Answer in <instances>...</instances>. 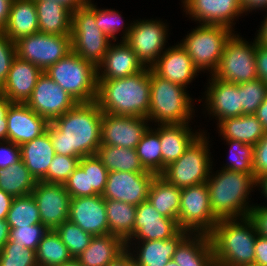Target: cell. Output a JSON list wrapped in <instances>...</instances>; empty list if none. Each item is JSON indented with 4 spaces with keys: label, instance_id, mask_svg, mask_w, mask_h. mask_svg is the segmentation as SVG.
<instances>
[{
    "label": "cell",
    "instance_id": "cell-16",
    "mask_svg": "<svg viewBox=\"0 0 267 266\" xmlns=\"http://www.w3.org/2000/svg\"><path fill=\"white\" fill-rule=\"evenodd\" d=\"M31 194L37 203L41 222L48 230H55L68 220L71 197L64 184L37 181Z\"/></svg>",
    "mask_w": 267,
    "mask_h": 266
},
{
    "label": "cell",
    "instance_id": "cell-52",
    "mask_svg": "<svg viewBox=\"0 0 267 266\" xmlns=\"http://www.w3.org/2000/svg\"><path fill=\"white\" fill-rule=\"evenodd\" d=\"M20 160V148L11 141H0V169L12 166Z\"/></svg>",
    "mask_w": 267,
    "mask_h": 266
},
{
    "label": "cell",
    "instance_id": "cell-60",
    "mask_svg": "<svg viewBox=\"0 0 267 266\" xmlns=\"http://www.w3.org/2000/svg\"><path fill=\"white\" fill-rule=\"evenodd\" d=\"M255 36L256 44L266 45L267 46V14L264 17V20L261 22L259 30H257Z\"/></svg>",
    "mask_w": 267,
    "mask_h": 266
},
{
    "label": "cell",
    "instance_id": "cell-40",
    "mask_svg": "<svg viewBox=\"0 0 267 266\" xmlns=\"http://www.w3.org/2000/svg\"><path fill=\"white\" fill-rule=\"evenodd\" d=\"M6 222L9 228H19L42 223L37 203L32 194L13 198Z\"/></svg>",
    "mask_w": 267,
    "mask_h": 266
},
{
    "label": "cell",
    "instance_id": "cell-33",
    "mask_svg": "<svg viewBox=\"0 0 267 266\" xmlns=\"http://www.w3.org/2000/svg\"><path fill=\"white\" fill-rule=\"evenodd\" d=\"M217 130L224 140H237L255 145L265 134L262 123L255 114H244L217 121Z\"/></svg>",
    "mask_w": 267,
    "mask_h": 266
},
{
    "label": "cell",
    "instance_id": "cell-10",
    "mask_svg": "<svg viewBox=\"0 0 267 266\" xmlns=\"http://www.w3.org/2000/svg\"><path fill=\"white\" fill-rule=\"evenodd\" d=\"M256 41L250 43L235 32L226 41L218 67L212 76L227 83L241 84L258 78Z\"/></svg>",
    "mask_w": 267,
    "mask_h": 266
},
{
    "label": "cell",
    "instance_id": "cell-62",
    "mask_svg": "<svg viewBox=\"0 0 267 266\" xmlns=\"http://www.w3.org/2000/svg\"><path fill=\"white\" fill-rule=\"evenodd\" d=\"M255 115L257 119L262 123L265 131H267V94L263 103L258 107Z\"/></svg>",
    "mask_w": 267,
    "mask_h": 266
},
{
    "label": "cell",
    "instance_id": "cell-11",
    "mask_svg": "<svg viewBox=\"0 0 267 266\" xmlns=\"http://www.w3.org/2000/svg\"><path fill=\"white\" fill-rule=\"evenodd\" d=\"M219 219L210 207L207 183L181 189V202L177 223L181 230L189 233L209 235Z\"/></svg>",
    "mask_w": 267,
    "mask_h": 266
},
{
    "label": "cell",
    "instance_id": "cell-4",
    "mask_svg": "<svg viewBox=\"0 0 267 266\" xmlns=\"http://www.w3.org/2000/svg\"><path fill=\"white\" fill-rule=\"evenodd\" d=\"M257 232L249 217L219 219L209 234L216 266L254 262Z\"/></svg>",
    "mask_w": 267,
    "mask_h": 266
},
{
    "label": "cell",
    "instance_id": "cell-30",
    "mask_svg": "<svg viewBox=\"0 0 267 266\" xmlns=\"http://www.w3.org/2000/svg\"><path fill=\"white\" fill-rule=\"evenodd\" d=\"M20 159L36 181H40L48 172V167L55 156L50 134L46 131L40 137L34 138L19 146Z\"/></svg>",
    "mask_w": 267,
    "mask_h": 266
},
{
    "label": "cell",
    "instance_id": "cell-7",
    "mask_svg": "<svg viewBox=\"0 0 267 266\" xmlns=\"http://www.w3.org/2000/svg\"><path fill=\"white\" fill-rule=\"evenodd\" d=\"M205 133L202 132L179 159L165 167L160 176L180 189L207 182L213 157L209 149V136Z\"/></svg>",
    "mask_w": 267,
    "mask_h": 266
},
{
    "label": "cell",
    "instance_id": "cell-21",
    "mask_svg": "<svg viewBox=\"0 0 267 266\" xmlns=\"http://www.w3.org/2000/svg\"><path fill=\"white\" fill-rule=\"evenodd\" d=\"M68 220L92 236L109 234L105 199L102 195L71 198Z\"/></svg>",
    "mask_w": 267,
    "mask_h": 266
},
{
    "label": "cell",
    "instance_id": "cell-45",
    "mask_svg": "<svg viewBox=\"0 0 267 266\" xmlns=\"http://www.w3.org/2000/svg\"><path fill=\"white\" fill-rule=\"evenodd\" d=\"M79 166L83 170H88L89 196L102 195L109 172L102 161L97 155L85 156L80 158Z\"/></svg>",
    "mask_w": 267,
    "mask_h": 266
},
{
    "label": "cell",
    "instance_id": "cell-55",
    "mask_svg": "<svg viewBox=\"0 0 267 266\" xmlns=\"http://www.w3.org/2000/svg\"><path fill=\"white\" fill-rule=\"evenodd\" d=\"M12 102L0 92V141L8 140L6 113Z\"/></svg>",
    "mask_w": 267,
    "mask_h": 266
},
{
    "label": "cell",
    "instance_id": "cell-6",
    "mask_svg": "<svg viewBox=\"0 0 267 266\" xmlns=\"http://www.w3.org/2000/svg\"><path fill=\"white\" fill-rule=\"evenodd\" d=\"M44 72L78 103L96 101L97 68L73 51Z\"/></svg>",
    "mask_w": 267,
    "mask_h": 266
},
{
    "label": "cell",
    "instance_id": "cell-3",
    "mask_svg": "<svg viewBox=\"0 0 267 266\" xmlns=\"http://www.w3.org/2000/svg\"><path fill=\"white\" fill-rule=\"evenodd\" d=\"M212 170L206 183L213 214L218 219L248 217L253 207L248 199H251L250 193L257 186L254 174L229 169L217 170L215 173Z\"/></svg>",
    "mask_w": 267,
    "mask_h": 266
},
{
    "label": "cell",
    "instance_id": "cell-31",
    "mask_svg": "<svg viewBox=\"0 0 267 266\" xmlns=\"http://www.w3.org/2000/svg\"><path fill=\"white\" fill-rule=\"evenodd\" d=\"M11 41L39 32L34 0H12L9 18L2 31Z\"/></svg>",
    "mask_w": 267,
    "mask_h": 266
},
{
    "label": "cell",
    "instance_id": "cell-39",
    "mask_svg": "<svg viewBox=\"0 0 267 266\" xmlns=\"http://www.w3.org/2000/svg\"><path fill=\"white\" fill-rule=\"evenodd\" d=\"M135 150L145 170L156 175L162 173L161 143L152 126L143 134Z\"/></svg>",
    "mask_w": 267,
    "mask_h": 266
},
{
    "label": "cell",
    "instance_id": "cell-47",
    "mask_svg": "<svg viewBox=\"0 0 267 266\" xmlns=\"http://www.w3.org/2000/svg\"><path fill=\"white\" fill-rule=\"evenodd\" d=\"M79 157L55 154L47 174L40 180L46 183L64 184L79 166Z\"/></svg>",
    "mask_w": 267,
    "mask_h": 266
},
{
    "label": "cell",
    "instance_id": "cell-2",
    "mask_svg": "<svg viewBox=\"0 0 267 266\" xmlns=\"http://www.w3.org/2000/svg\"><path fill=\"white\" fill-rule=\"evenodd\" d=\"M96 103L102 112L113 115L148 117L150 68L137 74L111 80H97Z\"/></svg>",
    "mask_w": 267,
    "mask_h": 266
},
{
    "label": "cell",
    "instance_id": "cell-65",
    "mask_svg": "<svg viewBox=\"0 0 267 266\" xmlns=\"http://www.w3.org/2000/svg\"><path fill=\"white\" fill-rule=\"evenodd\" d=\"M256 184L258 188L257 190H261V193L263 194L264 198H266V201H267V174L258 177ZM266 206H267V203H266Z\"/></svg>",
    "mask_w": 267,
    "mask_h": 266
},
{
    "label": "cell",
    "instance_id": "cell-54",
    "mask_svg": "<svg viewBox=\"0 0 267 266\" xmlns=\"http://www.w3.org/2000/svg\"><path fill=\"white\" fill-rule=\"evenodd\" d=\"M256 69L260 80L267 83V46L256 44Z\"/></svg>",
    "mask_w": 267,
    "mask_h": 266
},
{
    "label": "cell",
    "instance_id": "cell-49",
    "mask_svg": "<svg viewBox=\"0 0 267 266\" xmlns=\"http://www.w3.org/2000/svg\"><path fill=\"white\" fill-rule=\"evenodd\" d=\"M65 189L71 198L89 196L88 170L78 166L64 183Z\"/></svg>",
    "mask_w": 267,
    "mask_h": 266
},
{
    "label": "cell",
    "instance_id": "cell-68",
    "mask_svg": "<svg viewBox=\"0 0 267 266\" xmlns=\"http://www.w3.org/2000/svg\"><path fill=\"white\" fill-rule=\"evenodd\" d=\"M165 266H178L172 259Z\"/></svg>",
    "mask_w": 267,
    "mask_h": 266
},
{
    "label": "cell",
    "instance_id": "cell-24",
    "mask_svg": "<svg viewBox=\"0 0 267 266\" xmlns=\"http://www.w3.org/2000/svg\"><path fill=\"white\" fill-rule=\"evenodd\" d=\"M144 68L136 53L125 41L117 44L113 42L97 67V80L124 78L137 74Z\"/></svg>",
    "mask_w": 267,
    "mask_h": 266
},
{
    "label": "cell",
    "instance_id": "cell-34",
    "mask_svg": "<svg viewBox=\"0 0 267 266\" xmlns=\"http://www.w3.org/2000/svg\"><path fill=\"white\" fill-rule=\"evenodd\" d=\"M164 217L178 218L181 202V189L156 175L150 185L147 199Z\"/></svg>",
    "mask_w": 267,
    "mask_h": 266
},
{
    "label": "cell",
    "instance_id": "cell-22",
    "mask_svg": "<svg viewBox=\"0 0 267 266\" xmlns=\"http://www.w3.org/2000/svg\"><path fill=\"white\" fill-rule=\"evenodd\" d=\"M8 141L18 146L40 137L49 122L34 112L26 103H11L7 113Z\"/></svg>",
    "mask_w": 267,
    "mask_h": 266
},
{
    "label": "cell",
    "instance_id": "cell-53",
    "mask_svg": "<svg viewBox=\"0 0 267 266\" xmlns=\"http://www.w3.org/2000/svg\"><path fill=\"white\" fill-rule=\"evenodd\" d=\"M248 217L253 222L257 234L267 238V206L254 204Z\"/></svg>",
    "mask_w": 267,
    "mask_h": 266
},
{
    "label": "cell",
    "instance_id": "cell-44",
    "mask_svg": "<svg viewBox=\"0 0 267 266\" xmlns=\"http://www.w3.org/2000/svg\"><path fill=\"white\" fill-rule=\"evenodd\" d=\"M241 115L255 114L267 94V83L259 78L239 84Z\"/></svg>",
    "mask_w": 267,
    "mask_h": 266
},
{
    "label": "cell",
    "instance_id": "cell-43",
    "mask_svg": "<svg viewBox=\"0 0 267 266\" xmlns=\"http://www.w3.org/2000/svg\"><path fill=\"white\" fill-rule=\"evenodd\" d=\"M229 145V162L221 169L253 174L254 146L237 140H224Z\"/></svg>",
    "mask_w": 267,
    "mask_h": 266
},
{
    "label": "cell",
    "instance_id": "cell-25",
    "mask_svg": "<svg viewBox=\"0 0 267 266\" xmlns=\"http://www.w3.org/2000/svg\"><path fill=\"white\" fill-rule=\"evenodd\" d=\"M42 73L38 66L16 56L0 92L12 103H26Z\"/></svg>",
    "mask_w": 267,
    "mask_h": 266
},
{
    "label": "cell",
    "instance_id": "cell-59",
    "mask_svg": "<svg viewBox=\"0 0 267 266\" xmlns=\"http://www.w3.org/2000/svg\"><path fill=\"white\" fill-rule=\"evenodd\" d=\"M12 0H0V32L7 25Z\"/></svg>",
    "mask_w": 267,
    "mask_h": 266
},
{
    "label": "cell",
    "instance_id": "cell-63",
    "mask_svg": "<svg viewBox=\"0 0 267 266\" xmlns=\"http://www.w3.org/2000/svg\"><path fill=\"white\" fill-rule=\"evenodd\" d=\"M60 3L74 12L76 9L85 6L90 0H53Z\"/></svg>",
    "mask_w": 267,
    "mask_h": 266
},
{
    "label": "cell",
    "instance_id": "cell-64",
    "mask_svg": "<svg viewBox=\"0 0 267 266\" xmlns=\"http://www.w3.org/2000/svg\"><path fill=\"white\" fill-rule=\"evenodd\" d=\"M10 228L6 220L0 219V250L9 240Z\"/></svg>",
    "mask_w": 267,
    "mask_h": 266
},
{
    "label": "cell",
    "instance_id": "cell-42",
    "mask_svg": "<svg viewBox=\"0 0 267 266\" xmlns=\"http://www.w3.org/2000/svg\"><path fill=\"white\" fill-rule=\"evenodd\" d=\"M55 231L58 233L61 241L67 246L73 258L79 256L89 246L93 237L80 226L69 220L60 224Z\"/></svg>",
    "mask_w": 267,
    "mask_h": 266
},
{
    "label": "cell",
    "instance_id": "cell-20",
    "mask_svg": "<svg viewBox=\"0 0 267 266\" xmlns=\"http://www.w3.org/2000/svg\"><path fill=\"white\" fill-rule=\"evenodd\" d=\"M211 77V78H210ZM203 107L208 115L218 121L241 116L239 84L227 83L209 76ZM206 105V106H204Z\"/></svg>",
    "mask_w": 267,
    "mask_h": 266
},
{
    "label": "cell",
    "instance_id": "cell-9",
    "mask_svg": "<svg viewBox=\"0 0 267 266\" xmlns=\"http://www.w3.org/2000/svg\"><path fill=\"white\" fill-rule=\"evenodd\" d=\"M234 32L225 26L197 23V27L187 33L179 44L187 51L199 71L205 73L207 70L212 75L218 67L226 41Z\"/></svg>",
    "mask_w": 267,
    "mask_h": 266
},
{
    "label": "cell",
    "instance_id": "cell-61",
    "mask_svg": "<svg viewBox=\"0 0 267 266\" xmlns=\"http://www.w3.org/2000/svg\"><path fill=\"white\" fill-rule=\"evenodd\" d=\"M133 259L129 251H125L116 260L110 262L107 266H133Z\"/></svg>",
    "mask_w": 267,
    "mask_h": 266
},
{
    "label": "cell",
    "instance_id": "cell-38",
    "mask_svg": "<svg viewBox=\"0 0 267 266\" xmlns=\"http://www.w3.org/2000/svg\"><path fill=\"white\" fill-rule=\"evenodd\" d=\"M35 253L38 266L62 265L73 259L55 230H48L45 233Z\"/></svg>",
    "mask_w": 267,
    "mask_h": 266
},
{
    "label": "cell",
    "instance_id": "cell-28",
    "mask_svg": "<svg viewBox=\"0 0 267 266\" xmlns=\"http://www.w3.org/2000/svg\"><path fill=\"white\" fill-rule=\"evenodd\" d=\"M172 260L178 266H216L210 236L189 233L178 245Z\"/></svg>",
    "mask_w": 267,
    "mask_h": 266
},
{
    "label": "cell",
    "instance_id": "cell-51",
    "mask_svg": "<svg viewBox=\"0 0 267 266\" xmlns=\"http://www.w3.org/2000/svg\"><path fill=\"white\" fill-rule=\"evenodd\" d=\"M253 174L256 179L267 174V131L254 145Z\"/></svg>",
    "mask_w": 267,
    "mask_h": 266
},
{
    "label": "cell",
    "instance_id": "cell-14",
    "mask_svg": "<svg viewBox=\"0 0 267 266\" xmlns=\"http://www.w3.org/2000/svg\"><path fill=\"white\" fill-rule=\"evenodd\" d=\"M78 102L45 72L38 78L26 104L48 122L71 110Z\"/></svg>",
    "mask_w": 267,
    "mask_h": 266
},
{
    "label": "cell",
    "instance_id": "cell-23",
    "mask_svg": "<svg viewBox=\"0 0 267 266\" xmlns=\"http://www.w3.org/2000/svg\"><path fill=\"white\" fill-rule=\"evenodd\" d=\"M151 69L164 79L187 88L200 71L194 66L187 51L179 44L169 46Z\"/></svg>",
    "mask_w": 267,
    "mask_h": 266
},
{
    "label": "cell",
    "instance_id": "cell-17",
    "mask_svg": "<svg viewBox=\"0 0 267 266\" xmlns=\"http://www.w3.org/2000/svg\"><path fill=\"white\" fill-rule=\"evenodd\" d=\"M146 117L113 115L103 112L101 145L135 149L151 123Z\"/></svg>",
    "mask_w": 267,
    "mask_h": 266
},
{
    "label": "cell",
    "instance_id": "cell-27",
    "mask_svg": "<svg viewBox=\"0 0 267 266\" xmlns=\"http://www.w3.org/2000/svg\"><path fill=\"white\" fill-rule=\"evenodd\" d=\"M189 124H162L152 128L159 135L161 143L162 172L165 167L179 159L193 141L204 132L202 129L193 132Z\"/></svg>",
    "mask_w": 267,
    "mask_h": 266
},
{
    "label": "cell",
    "instance_id": "cell-13",
    "mask_svg": "<svg viewBox=\"0 0 267 266\" xmlns=\"http://www.w3.org/2000/svg\"><path fill=\"white\" fill-rule=\"evenodd\" d=\"M168 25L162 19L134 20L125 42L136 53L144 67L151 68L166 51ZM168 28V29H167ZM165 49V50H164Z\"/></svg>",
    "mask_w": 267,
    "mask_h": 266
},
{
    "label": "cell",
    "instance_id": "cell-46",
    "mask_svg": "<svg viewBox=\"0 0 267 266\" xmlns=\"http://www.w3.org/2000/svg\"><path fill=\"white\" fill-rule=\"evenodd\" d=\"M0 266H38L36 253L9 239L0 250Z\"/></svg>",
    "mask_w": 267,
    "mask_h": 266
},
{
    "label": "cell",
    "instance_id": "cell-66",
    "mask_svg": "<svg viewBox=\"0 0 267 266\" xmlns=\"http://www.w3.org/2000/svg\"><path fill=\"white\" fill-rule=\"evenodd\" d=\"M57 266H82L75 258H73L70 262L63 263L62 265Z\"/></svg>",
    "mask_w": 267,
    "mask_h": 266
},
{
    "label": "cell",
    "instance_id": "cell-1",
    "mask_svg": "<svg viewBox=\"0 0 267 266\" xmlns=\"http://www.w3.org/2000/svg\"><path fill=\"white\" fill-rule=\"evenodd\" d=\"M103 112L96 101L77 103L49 122L47 131L56 154L85 157L96 155L101 145Z\"/></svg>",
    "mask_w": 267,
    "mask_h": 266
},
{
    "label": "cell",
    "instance_id": "cell-67",
    "mask_svg": "<svg viewBox=\"0 0 267 266\" xmlns=\"http://www.w3.org/2000/svg\"><path fill=\"white\" fill-rule=\"evenodd\" d=\"M239 266H261V265L256 262H250V263L239 265Z\"/></svg>",
    "mask_w": 267,
    "mask_h": 266
},
{
    "label": "cell",
    "instance_id": "cell-50",
    "mask_svg": "<svg viewBox=\"0 0 267 266\" xmlns=\"http://www.w3.org/2000/svg\"><path fill=\"white\" fill-rule=\"evenodd\" d=\"M16 57L15 43L0 32V88L6 81L13 59Z\"/></svg>",
    "mask_w": 267,
    "mask_h": 266
},
{
    "label": "cell",
    "instance_id": "cell-57",
    "mask_svg": "<svg viewBox=\"0 0 267 266\" xmlns=\"http://www.w3.org/2000/svg\"><path fill=\"white\" fill-rule=\"evenodd\" d=\"M242 7L245 15L255 10H267V0H243ZM247 12V14H246Z\"/></svg>",
    "mask_w": 267,
    "mask_h": 266
},
{
    "label": "cell",
    "instance_id": "cell-36",
    "mask_svg": "<svg viewBox=\"0 0 267 266\" xmlns=\"http://www.w3.org/2000/svg\"><path fill=\"white\" fill-rule=\"evenodd\" d=\"M96 155L108 171L139 173L146 171L141 165L135 149L100 145Z\"/></svg>",
    "mask_w": 267,
    "mask_h": 266
},
{
    "label": "cell",
    "instance_id": "cell-35",
    "mask_svg": "<svg viewBox=\"0 0 267 266\" xmlns=\"http://www.w3.org/2000/svg\"><path fill=\"white\" fill-rule=\"evenodd\" d=\"M109 233L123 238L126 243L133 237L137 206L105 199Z\"/></svg>",
    "mask_w": 267,
    "mask_h": 266
},
{
    "label": "cell",
    "instance_id": "cell-19",
    "mask_svg": "<svg viewBox=\"0 0 267 266\" xmlns=\"http://www.w3.org/2000/svg\"><path fill=\"white\" fill-rule=\"evenodd\" d=\"M180 231L177 220L159 214L152 204L145 200L137 206L133 237L127 243L171 239Z\"/></svg>",
    "mask_w": 267,
    "mask_h": 266
},
{
    "label": "cell",
    "instance_id": "cell-41",
    "mask_svg": "<svg viewBox=\"0 0 267 266\" xmlns=\"http://www.w3.org/2000/svg\"><path fill=\"white\" fill-rule=\"evenodd\" d=\"M95 17L98 28L114 42H116V34L119 32L123 35L120 41H125L133 25L131 21V23H129L130 25L127 24V26L123 21L124 17H122L118 10L116 11L115 9L108 8L101 9L98 8L97 5H95Z\"/></svg>",
    "mask_w": 267,
    "mask_h": 266
},
{
    "label": "cell",
    "instance_id": "cell-15",
    "mask_svg": "<svg viewBox=\"0 0 267 266\" xmlns=\"http://www.w3.org/2000/svg\"><path fill=\"white\" fill-rule=\"evenodd\" d=\"M155 176L147 170L144 173L109 171L102 197L138 206L148 199L149 188Z\"/></svg>",
    "mask_w": 267,
    "mask_h": 266
},
{
    "label": "cell",
    "instance_id": "cell-58",
    "mask_svg": "<svg viewBox=\"0 0 267 266\" xmlns=\"http://www.w3.org/2000/svg\"><path fill=\"white\" fill-rule=\"evenodd\" d=\"M13 197L0 189V219L6 220Z\"/></svg>",
    "mask_w": 267,
    "mask_h": 266
},
{
    "label": "cell",
    "instance_id": "cell-26",
    "mask_svg": "<svg viewBox=\"0 0 267 266\" xmlns=\"http://www.w3.org/2000/svg\"><path fill=\"white\" fill-rule=\"evenodd\" d=\"M188 234V231L181 230L171 239L127 243V251L131 254L135 266H165Z\"/></svg>",
    "mask_w": 267,
    "mask_h": 266
},
{
    "label": "cell",
    "instance_id": "cell-29",
    "mask_svg": "<svg viewBox=\"0 0 267 266\" xmlns=\"http://www.w3.org/2000/svg\"><path fill=\"white\" fill-rule=\"evenodd\" d=\"M126 250V241L109 233L93 236L89 246L75 259L82 266H107Z\"/></svg>",
    "mask_w": 267,
    "mask_h": 266
},
{
    "label": "cell",
    "instance_id": "cell-37",
    "mask_svg": "<svg viewBox=\"0 0 267 266\" xmlns=\"http://www.w3.org/2000/svg\"><path fill=\"white\" fill-rule=\"evenodd\" d=\"M36 182L21 159L10 167L0 169V189L13 198L31 194Z\"/></svg>",
    "mask_w": 267,
    "mask_h": 266
},
{
    "label": "cell",
    "instance_id": "cell-12",
    "mask_svg": "<svg viewBox=\"0 0 267 266\" xmlns=\"http://www.w3.org/2000/svg\"><path fill=\"white\" fill-rule=\"evenodd\" d=\"M14 43L16 56L38 66L43 72L72 52L71 35L38 32Z\"/></svg>",
    "mask_w": 267,
    "mask_h": 266
},
{
    "label": "cell",
    "instance_id": "cell-48",
    "mask_svg": "<svg viewBox=\"0 0 267 266\" xmlns=\"http://www.w3.org/2000/svg\"><path fill=\"white\" fill-rule=\"evenodd\" d=\"M47 231L48 229L42 223L19 228H10L9 239L15 244L36 251Z\"/></svg>",
    "mask_w": 267,
    "mask_h": 266
},
{
    "label": "cell",
    "instance_id": "cell-32",
    "mask_svg": "<svg viewBox=\"0 0 267 266\" xmlns=\"http://www.w3.org/2000/svg\"><path fill=\"white\" fill-rule=\"evenodd\" d=\"M39 32L49 35H71L72 11L53 0H34Z\"/></svg>",
    "mask_w": 267,
    "mask_h": 266
},
{
    "label": "cell",
    "instance_id": "cell-56",
    "mask_svg": "<svg viewBox=\"0 0 267 266\" xmlns=\"http://www.w3.org/2000/svg\"><path fill=\"white\" fill-rule=\"evenodd\" d=\"M255 260L261 266H267V238L257 235L255 241Z\"/></svg>",
    "mask_w": 267,
    "mask_h": 266
},
{
    "label": "cell",
    "instance_id": "cell-5",
    "mask_svg": "<svg viewBox=\"0 0 267 266\" xmlns=\"http://www.w3.org/2000/svg\"><path fill=\"white\" fill-rule=\"evenodd\" d=\"M149 123L181 124L190 123L195 115L194 103L187 88L158 76L150 68ZM154 121V122H153Z\"/></svg>",
    "mask_w": 267,
    "mask_h": 266
},
{
    "label": "cell",
    "instance_id": "cell-8",
    "mask_svg": "<svg viewBox=\"0 0 267 266\" xmlns=\"http://www.w3.org/2000/svg\"><path fill=\"white\" fill-rule=\"evenodd\" d=\"M92 2L72 12L71 44L74 53L97 68L112 40L98 28Z\"/></svg>",
    "mask_w": 267,
    "mask_h": 266
},
{
    "label": "cell",
    "instance_id": "cell-18",
    "mask_svg": "<svg viewBox=\"0 0 267 266\" xmlns=\"http://www.w3.org/2000/svg\"><path fill=\"white\" fill-rule=\"evenodd\" d=\"M185 15L203 25H220L235 30L233 26L244 10L241 0H181ZM234 24V25H233Z\"/></svg>",
    "mask_w": 267,
    "mask_h": 266
}]
</instances>
